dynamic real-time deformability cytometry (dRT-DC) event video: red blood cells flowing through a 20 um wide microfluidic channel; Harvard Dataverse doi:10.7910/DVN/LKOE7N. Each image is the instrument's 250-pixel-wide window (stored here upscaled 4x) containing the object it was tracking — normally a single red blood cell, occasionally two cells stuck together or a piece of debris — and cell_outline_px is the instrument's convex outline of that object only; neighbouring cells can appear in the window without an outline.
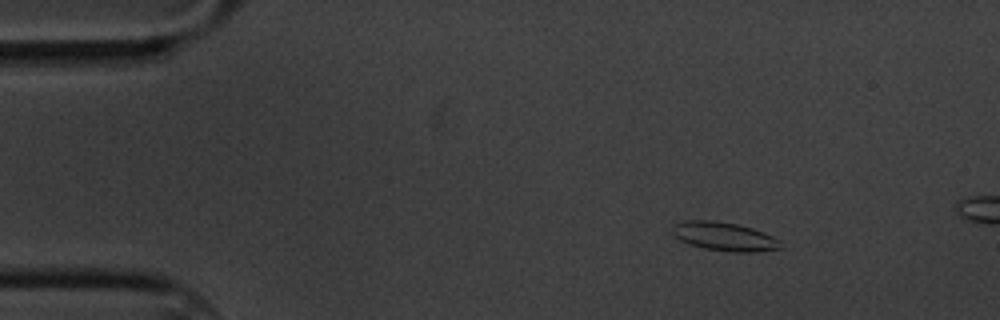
{"species": "common noctule bat (a hibernating species)", "species_latin": "Nyctalus noctula", "temperature_condition": "cold", "stored_images_in_passage": 8, "camera_frame_rate_fps": 3000, "um_per_image_px": 0.085, "animal": {"sex": "male", "body_mass_g": 20.1, "forearm_length_mm": 53.5}, "frame": {"image": 1, "passage_image": 1, "time_ms": 0.0, "image_size_px": [1000, 320], "cell_outline_px": [[780, 248], [756, 252], [732, 252], [704, 248], [688, 244], [680, 240], [672, 232], [672, 224], [688, 220], [712, 220], [736, 224], [752, 228], [764, 232], [780, 240]], "centroid_in_image_um": [61.54, 20.1], "position_along_channel_um": 23.5, "area_um2": 18.03}}